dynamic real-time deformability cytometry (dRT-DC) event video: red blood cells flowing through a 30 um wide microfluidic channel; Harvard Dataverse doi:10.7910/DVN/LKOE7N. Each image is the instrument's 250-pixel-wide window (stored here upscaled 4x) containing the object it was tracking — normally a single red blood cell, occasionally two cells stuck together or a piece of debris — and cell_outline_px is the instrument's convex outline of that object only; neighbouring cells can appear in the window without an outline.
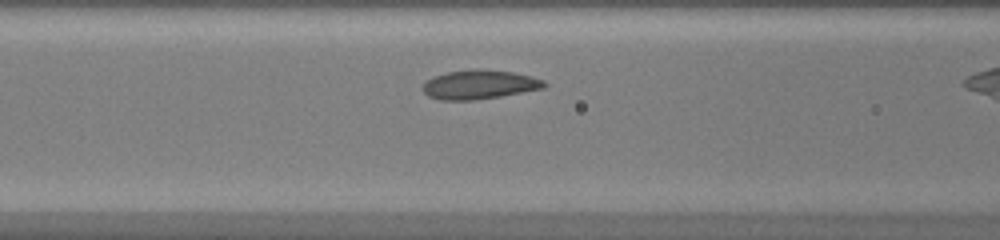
{"species": "common noctule bat (a hibernating species)", "species_latin": "Nyctalus noctula", "temperature_condition": "warm", "stored_images_in_passage": 25, "camera_frame_rate_fps": 3000, "um_per_image_px": 0.085, "animal": {"sex": "female", "body_mass_g": 20.0, "forearm_length_mm": 54.0}, "frame": {"image": 1, "passage_image": 7, "time_ms": 2.0, "image_size_px": [1000, 240], "cell_outline_px": [[548, 84], [544, 88], [500, 96], [472, 100], [440, 100], [428, 96], [420, 88], [424, 80], [448, 72], [476, 68], [512, 72], [532, 76], [544, 80]], "centroid_in_image_um": [40.72, 7.18], "position_along_channel_um": 125.9, "area_um2": 20.69}}
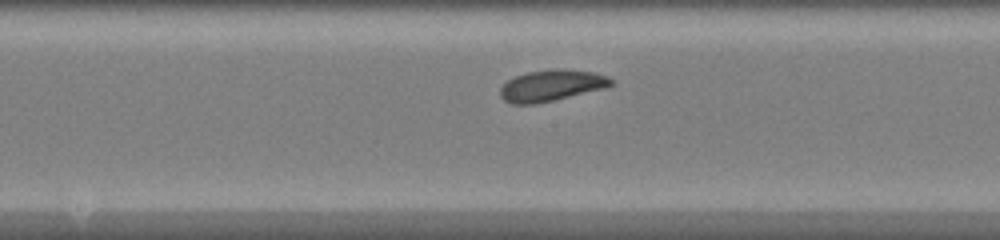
{"frame": {"image": 2, "passage_image": 12, "time_ms": 3.667, "image_size_px": [1000, 240], "cell_outline_px": [[616, 84], [604, 88], [536, 104], [512, 104], [504, 100], [500, 96], [500, 88], [508, 80], [516, 76], [528, 72], [592, 72], [608, 76]], "centroid_in_image_um": [46.84, 7.33], "position_along_channel_um": 201.4, "area_um2": 19.13}}
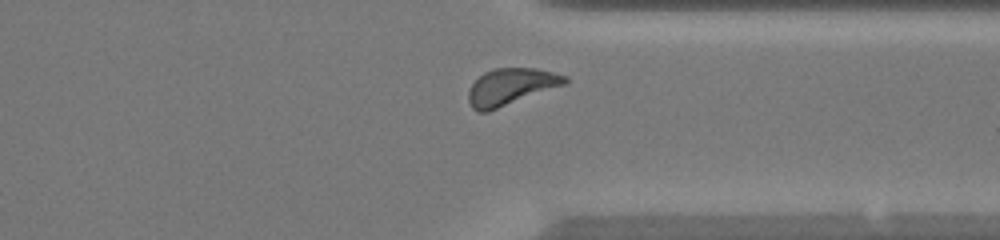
{"frame": {"image": 3, "passage_image": 23, "time_ms": 7.333, "image_size_px": [1000, 240], "cell_outline_px": [[568, 80], [564, 84], [488, 112], [476, 112], [472, 108], [468, 100], [468, 92], [472, 84], [484, 72], [496, 68], [536, 68], [568, 76]], "centroid_in_image_um": [43.39, 7.37], "position_along_channel_um": 368.0, "area_um2": 20.4}}